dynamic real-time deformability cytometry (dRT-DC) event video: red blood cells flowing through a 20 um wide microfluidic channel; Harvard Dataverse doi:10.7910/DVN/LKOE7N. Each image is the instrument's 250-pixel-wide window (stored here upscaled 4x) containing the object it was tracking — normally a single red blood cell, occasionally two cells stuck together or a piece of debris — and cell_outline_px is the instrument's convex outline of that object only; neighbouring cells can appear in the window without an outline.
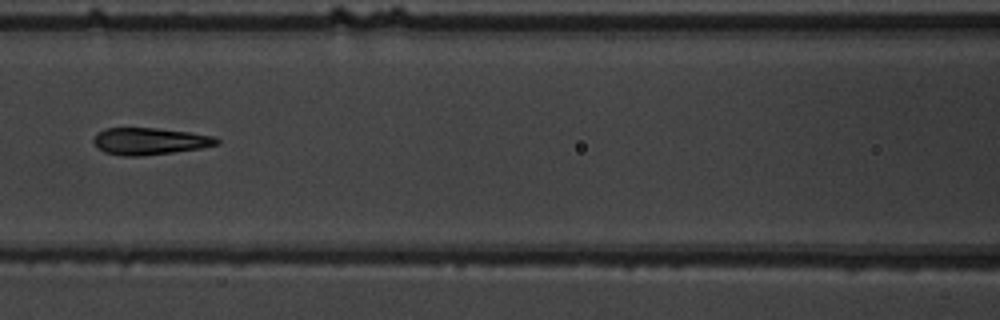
{"species": "common noctule bat (a hibernating species)", "species_latin": "Nyctalus noctula", "temperature_condition": "warm", "stored_images_in_passage": 3, "camera_frame_rate_fps": 3000, "um_per_image_px": 0.085, "animal": {"sex": "male", "body_mass_g": 19.5, "forearm_length_mm": 54.6}, "frame": {"image": 1, "passage_image": 3, "time_ms": 2.333, "image_size_px": [1000, 320], "cell_outline_px": [[220, 144], [200, 148], [172, 152], [140, 156], [124, 156], [104, 152], [92, 140], [104, 128], [156, 128], [188, 132], [216, 136], [220, 140]], "centroid_in_image_um": [12.77, 12.0], "position_along_channel_um": 153.8, "area_um2": 19.13}}